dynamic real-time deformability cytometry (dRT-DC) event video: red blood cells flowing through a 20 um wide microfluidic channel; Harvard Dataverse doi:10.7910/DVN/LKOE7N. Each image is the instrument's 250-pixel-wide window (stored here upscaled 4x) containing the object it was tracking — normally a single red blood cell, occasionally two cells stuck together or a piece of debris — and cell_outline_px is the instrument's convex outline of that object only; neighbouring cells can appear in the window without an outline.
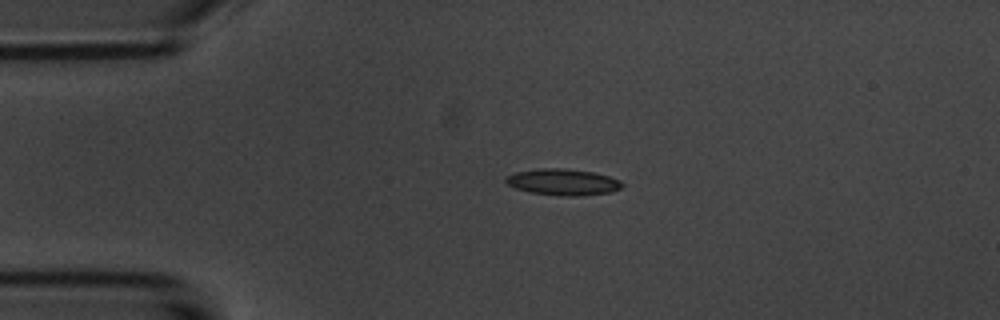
{"species": "common noctule bat (a hibernating species)", "species_latin": "Nyctalus noctula", "temperature_condition": "room temperature", "stored_images_in_passage": 2, "camera_frame_rate_fps": 3000, "um_per_image_px": 0.085, "animal": {"sex": "male", "body_mass_g": 20.1, "forearm_length_mm": 53.5}, "frame": {"image": 1, "passage_image": 1, "time_ms": 0.0, "image_size_px": [1000, 320], "cell_outline_px": [[624, 184], [620, 188], [612, 192], [580, 196], [564, 196], [528, 192], [516, 188], [508, 184], [504, 180], [508, 176], [516, 172], [544, 168], [564, 168], [592, 172], [608, 176], [620, 180]], "centroid_in_image_um": [47.88, 15.48], "position_along_channel_um": 37.1, "area_um2": 17.74}}